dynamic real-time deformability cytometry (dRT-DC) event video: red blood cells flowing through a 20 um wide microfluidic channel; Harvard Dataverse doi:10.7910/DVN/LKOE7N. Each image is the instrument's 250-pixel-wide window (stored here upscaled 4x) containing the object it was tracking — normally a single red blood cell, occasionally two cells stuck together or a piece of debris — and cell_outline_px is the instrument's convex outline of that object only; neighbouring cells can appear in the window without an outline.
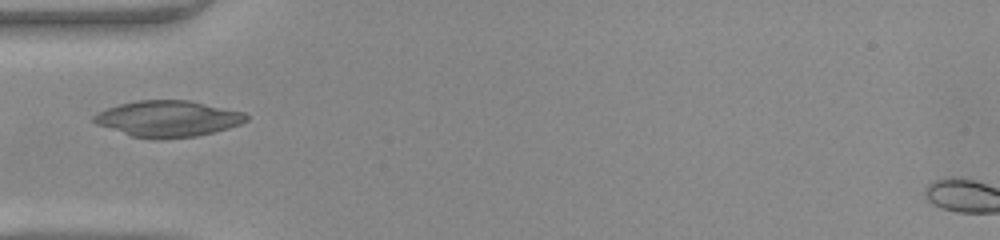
{"species": "common noctule bat (a hibernating species)", "species_latin": "Nyctalus noctula", "temperature_condition": "warm", "stored_images_in_passage": 34, "camera_frame_rate_fps": 3000, "um_per_image_px": 0.085, "animal": {"sex": "female", "body_mass_g": 22.0, "forearm_length_mm": 56.7}, "frame": {"image": 1, "passage_image": 1, "time_ms": 0.0, "image_size_px": [1000, 240], "cell_outline_px": [[248, 120], [240, 124], [228, 128], [196, 136], [164, 140], [152, 140], [132, 136], [96, 124], [92, 120], [92, 116], [108, 108], [120, 104], [140, 100], [188, 100], [244, 112], [248, 116]], "centroid_in_image_um": [14.28, 10.1], "position_along_channel_um": 70.7, "area_um2": 32.08}}
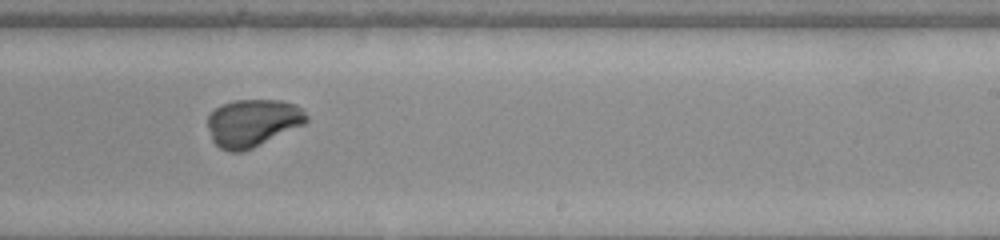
{"frame": {"image": 2, "passage_image": 15, "time_ms": 4.667, "image_size_px": [1000, 240], "cell_outline_px": [[308, 120], [304, 124], [244, 152], [228, 152], [220, 148], [212, 140], [208, 128], [208, 116], [216, 108], [224, 104], [236, 100], [280, 100], [296, 104], [308, 116]], "centroid_in_image_um": [21.47, 10.45], "position_along_channel_um": 267.5, "area_um2": 27.22}}
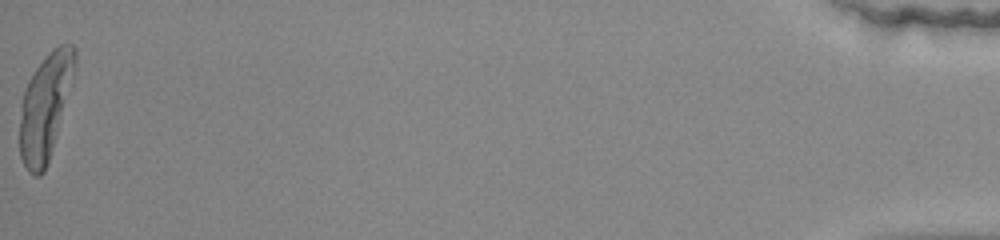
{"frame": {"image": 3, "passage_image": 34, "time_ms": 11.0, "image_size_px": [1000, 240], "cell_outline_px": [[76, 68], [72, 84], [52, 148], [44, 172], [40, 176], [32, 176], [28, 172], [20, 156], [20, 120], [24, 92], [28, 80], [36, 68], [48, 52], [52, 48], [60, 44], [72, 44], [76, 48]], "centroid_in_image_um": [3.86, 9.03], "position_along_channel_um": 431.3, "area_um2": 33.64}}